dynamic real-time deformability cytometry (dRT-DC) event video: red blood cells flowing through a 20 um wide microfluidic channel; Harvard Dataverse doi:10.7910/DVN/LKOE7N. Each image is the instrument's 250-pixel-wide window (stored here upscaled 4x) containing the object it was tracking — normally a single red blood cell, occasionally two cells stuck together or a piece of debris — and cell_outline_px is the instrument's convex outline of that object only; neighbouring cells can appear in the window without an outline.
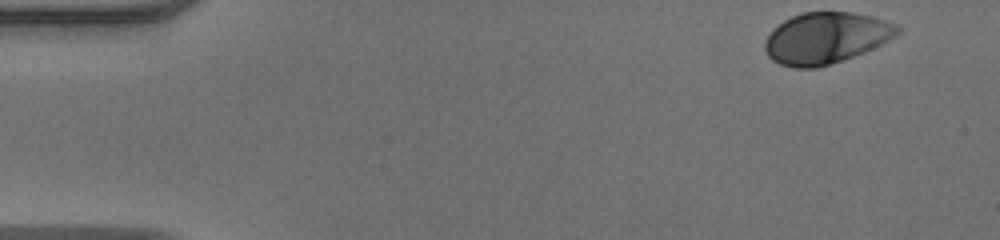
{"species": "human", "species_latin": "Homo sapiens", "temperature_condition": "warm", "stored_images_in_passage": 48, "camera_frame_rate_fps": 3000, "um_per_image_px": 0.085, "donor": {"sex": "male"}, "frame": {"image": 1, "passage_image": 1, "time_ms": 0.0, "image_size_px": [1000, 240], "cell_outline_px": [[904, 28], [896, 36], [864, 52], [816, 68], [792, 68], [780, 64], [772, 60], [768, 56], [764, 48], [764, 44], [768, 36], [784, 20], [800, 12], [852, 12], [872, 16], [896, 24]], "centroid_in_image_um": [70.22, 3.22], "position_along_channel_um": 14.8, "area_um2": 39.36}}
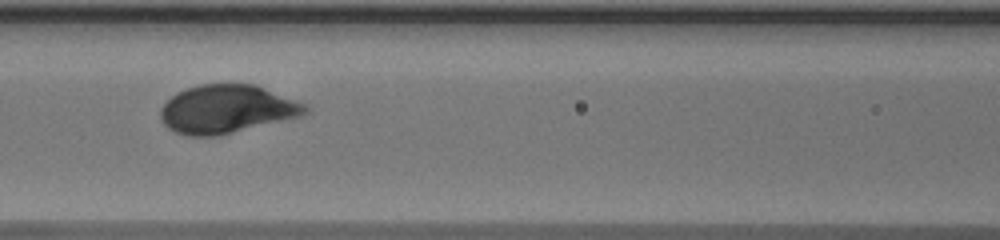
{"frame": {"image": 2, "passage_image": 20, "time_ms": 6.333, "image_size_px": [1000, 240], "cell_outline_px": [[308, 112], [300, 116], [220, 136], [188, 136], [176, 132], [168, 128], [160, 120], [160, 108], [176, 92], [200, 84], [256, 84], [308, 104]], "centroid_in_image_um": [19.29, 9.28], "position_along_channel_um": 147.3, "area_um2": 41.04}}
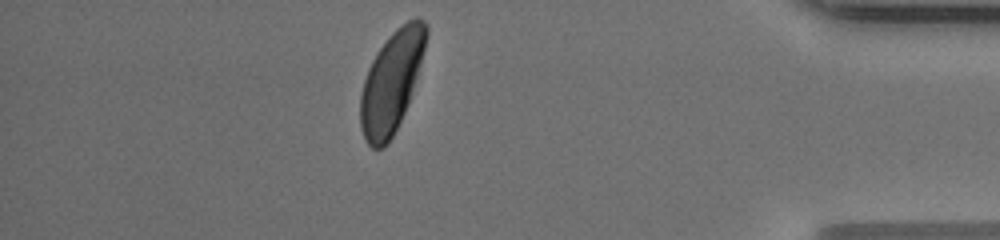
{"frame": {"image": 3, "passage_image": 42, "time_ms": 13.667, "image_size_px": [1000, 240], "cell_outline_px": [[428, 36], [412, 92], [404, 112], [388, 144], [384, 148], [372, 148], [368, 144], [360, 128], [360, 96], [364, 80], [368, 68], [372, 60], [388, 36], [396, 28], [408, 20], [416, 16], [424, 20], [428, 28]], "centroid_in_image_um": [33.27, 6.94], "position_along_channel_um": 401.9, "area_um2": 38.44}, "authors_computed_cell_mechanics": {"area_um2": 39.3907, "velocity_mm_per_s": 4.0106, "shape_relaxation_time_tau1_ms": 2.6477, "shape_relaxation_time_tau2_ms": null, "deformation_change_tau1": 0.1667, "deformation_change_tau2": null}}